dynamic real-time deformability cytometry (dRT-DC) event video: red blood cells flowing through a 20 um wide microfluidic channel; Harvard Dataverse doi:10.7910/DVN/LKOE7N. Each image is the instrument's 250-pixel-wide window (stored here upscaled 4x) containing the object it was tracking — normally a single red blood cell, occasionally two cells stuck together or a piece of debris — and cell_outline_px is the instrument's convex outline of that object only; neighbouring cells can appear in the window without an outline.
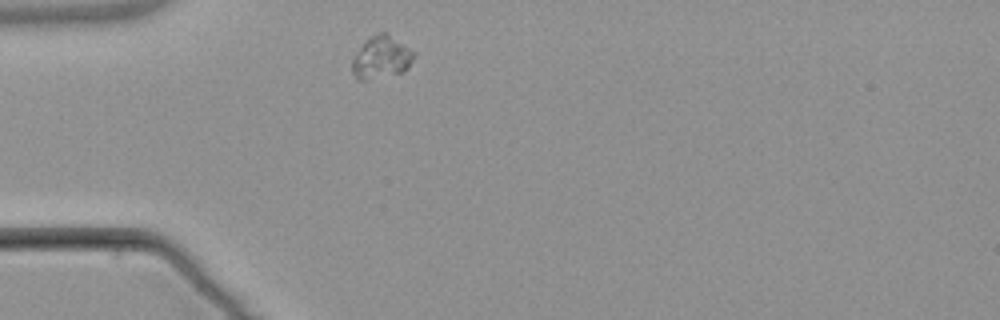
{"species": "common noctule bat (a hibernating species)", "species_latin": "Nyctalus noctula", "temperature_condition": "warm", "stored_images_in_passage": 1, "camera_frame_rate_fps": 3000, "um_per_image_px": 0.085, "animal": {"sex": "male", "body_mass_g": 21.5, "forearm_length_mm": 52.0}, "frame": {"image": 1, "passage_image": 1, "time_ms": 0.0, "image_size_px": [1000, 320], "cell_outline_px": [[416, 56], [408, 68], [404, 72], [368, 80], [356, 80], [352, 72], [352, 56], [364, 40], [368, 36], [380, 32], [384, 32], [404, 44], [416, 52]], "centroid_in_image_um": [32.39, 4.88], "position_along_channel_um": 52.6, "area_um2": 15.72}}